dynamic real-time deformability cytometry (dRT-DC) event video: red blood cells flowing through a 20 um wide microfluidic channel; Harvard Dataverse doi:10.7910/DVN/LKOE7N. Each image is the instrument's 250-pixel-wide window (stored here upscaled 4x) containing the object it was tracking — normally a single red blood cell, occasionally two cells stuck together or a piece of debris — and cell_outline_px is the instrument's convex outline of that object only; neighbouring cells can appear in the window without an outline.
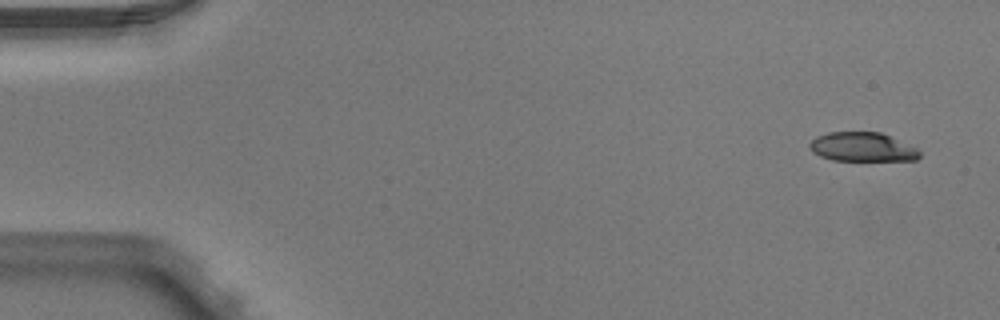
{"species": "Egyptian fruit bat (a non-hibernating species)", "species_latin": "Rousettus aegyptiacus", "temperature_condition": "warm", "stored_images_in_passage": 4, "camera_frame_rate_fps": 3000, "um_per_image_px": 0.085, "animal": {"sex": "male"}, "frame": {"image": 1, "passage_image": 1, "time_ms": 0.0, "image_size_px": [1000, 320], "cell_outline_px": [[920, 156], [916, 160], [832, 160], [820, 156], [812, 152], [808, 148], [808, 144], [816, 136], [828, 132], [880, 132], [916, 148], [920, 152]], "centroid_in_image_um": [73.24, 12.49], "position_along_channel_um": 11.8, "area_um2": 18.55}}
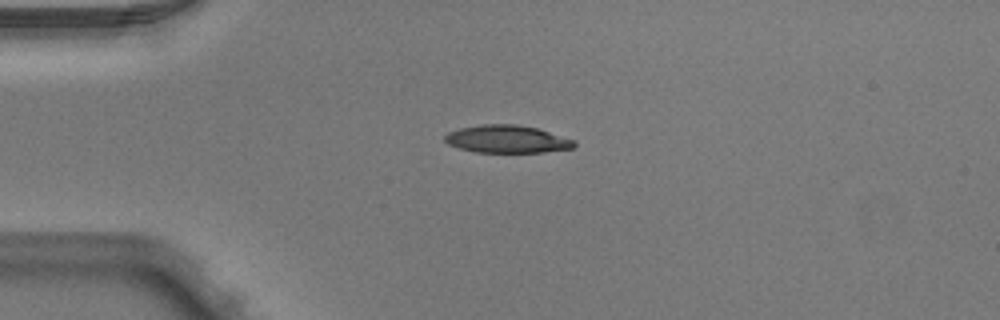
{"frame": {"image": 2, "passage_image": 4, "time_ms": 1.0, "image_size_px": [1000, 320], "cell_outline_px": [[576, 144], [572, 148], [544, 152], [476, 152], [460, 148], [448, 144], [444, 140], [444, 136], [448, 132], [460, 128], [480, 124], [516, 124], [536, 128], [576, 140]], "centroid_in_image_um": [43.09, 11.82], "position_along_channel_um": 41.9, "area_um2": 20.81}}